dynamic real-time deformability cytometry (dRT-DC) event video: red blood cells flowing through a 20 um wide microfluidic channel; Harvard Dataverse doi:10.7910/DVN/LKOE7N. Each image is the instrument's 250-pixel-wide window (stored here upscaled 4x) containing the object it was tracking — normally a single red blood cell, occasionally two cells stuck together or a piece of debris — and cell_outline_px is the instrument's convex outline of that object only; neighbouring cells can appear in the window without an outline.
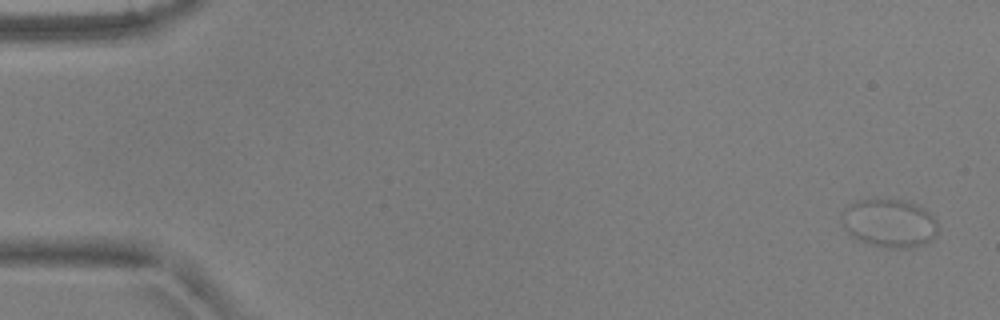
{"species": "common noctule bat (a hibernating species)", "species_latin": "Nyctalus noctula", "temperature_condition": "warm", "stored_images_in_passage": 5, "segment_of_instrument_passage": [1, 2], "camera_frame_rate_fps": 3000, "um_per_image_px": 0.085, "animal": {"sex": "male", "body_mass_g": 17.9, "forearm_length_mm": 54.2}, "frame": {"image": 1, "passage_image": 1, "time_ms": 0.0, "image_size_px": [1000, 320], "cell_outline_px": [[936, 236], [932, 240], [924, 244], [912, 248], [884, 248], [860, 240], [852, 236], [844, 228], [840, 220], [840, 216], [844, 208], [852, 200], [900, 200], [916, 204], [924, 208], [936, 220]], "centroid_in_image_um": [75.56, 18.97], "position_along_channel_um": 9.4, "area_um2": 27.22}}